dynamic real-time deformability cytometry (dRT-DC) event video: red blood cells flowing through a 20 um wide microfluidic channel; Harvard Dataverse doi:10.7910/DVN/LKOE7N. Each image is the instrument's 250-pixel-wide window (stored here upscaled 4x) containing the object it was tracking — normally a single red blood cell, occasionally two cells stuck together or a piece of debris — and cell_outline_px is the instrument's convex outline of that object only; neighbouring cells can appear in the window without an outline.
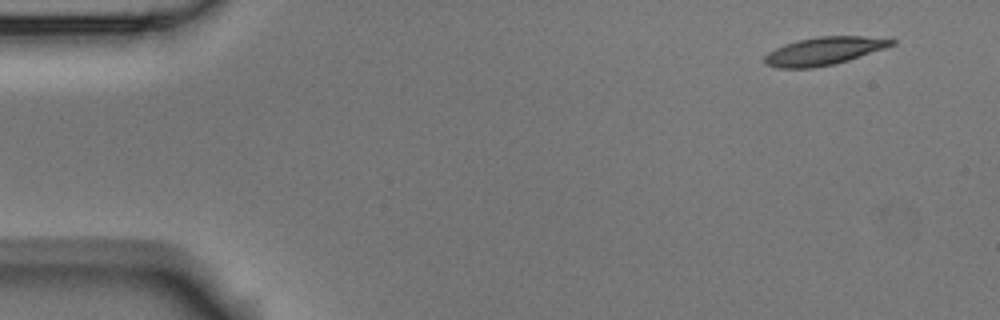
{"species": "Egyptian fruit bat (a non-hibernating species)", "species_latin": "Rousettus aegyptiacus", "temperature_condition": "room temperature", "stored_images_in_passage": 3, "camera_frame_rate_fps": 3000, "um_per_image_px": 0.085, "animal": {"sex": "male"}, "frame": {"image": 1, "passage_image": 1, "time_ms": 0.0, "image_size_px": [1000, 320], "cell_outline_px": [[896, 44], [836, 64], [812, 68], [776, 68], [764, 64], [764, 56], [768, 52], [784, 44], [816, 36], [860, 36], [896, 40]], "centroid_in_image_um": [69.99, 4.35], "position_along_channel_um": 15.0, "area_um2": 20.58}}
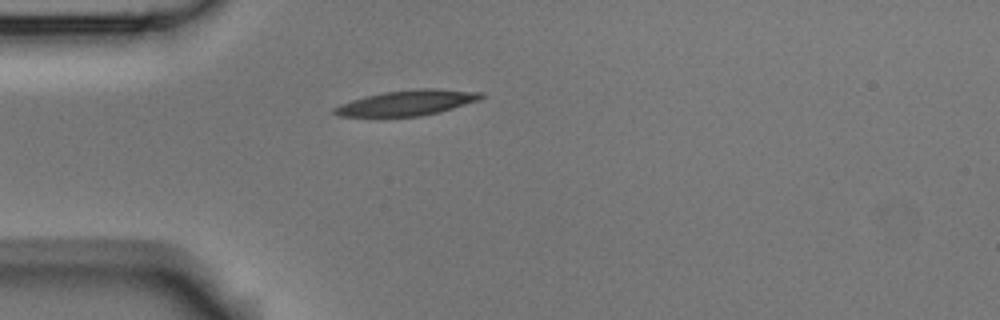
{"frame": {"image": 2, "passage_image": 3, "time_ms": 3.667, "image_size_px": [1000, 320], "cell_outline_px": [[484, 96], [480, 100], [440, 112], [420, 116], [336, 116], [332, 112], [332, 108], [340, 104], [364, 96], [384, 92], [420, 88], [436, 88], [484, 92]], "centroid_in_image_um": [34.63, 8.73], "position_along_channel_um": 50.4, "area_um2": 21.79}}